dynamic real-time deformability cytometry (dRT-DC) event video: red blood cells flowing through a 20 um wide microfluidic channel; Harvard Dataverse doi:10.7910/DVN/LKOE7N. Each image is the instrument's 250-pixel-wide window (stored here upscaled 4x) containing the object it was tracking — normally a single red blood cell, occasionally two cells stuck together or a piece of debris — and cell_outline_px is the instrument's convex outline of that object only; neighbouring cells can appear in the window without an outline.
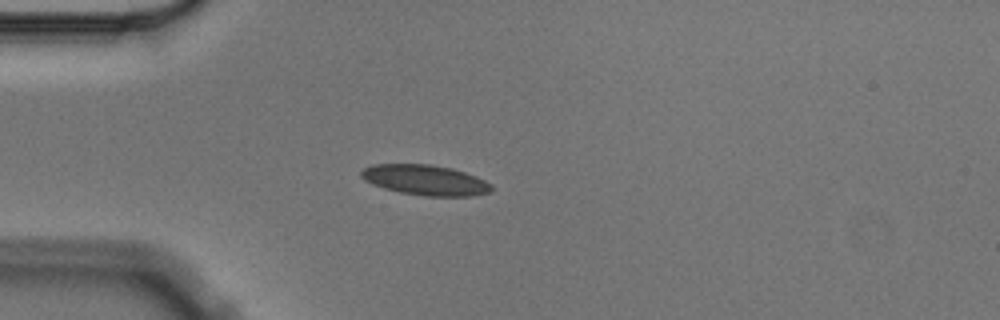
{"species": "Egyptian fruit bat (a non-hibernating species)", "species_latin": "Rousettus aegyptiacus", "temperature_condition": "cold", "stored_images_in_passage": 3, "camera_frame_rate_fps": 3000, "um_per_image_px": 0.085, "animal": {"sex": "male"}, "frame": {"image": 1, "passage_image": 3, "time_ms": 0.667, "image_size_px": [1000, 320], "cell_outline_px": [[492, 192], [472, 196], [424, 196], [400, 192], [384, 188], [372, 184], [364, 180], [360, 176], [360, 172], [364, 168], [372, 164], [428, 164], [452, 168], [476, 176], [492, 184]], "centroid_in_image_um": [36.15, 15.3], "position_along_channel_um": 48.9, "area_um2": 23.12}}